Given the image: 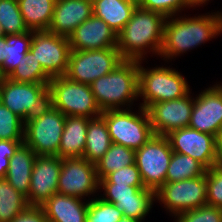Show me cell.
Wrapping results in <instances>:
<instances>
[{
	"instance_id": "6da1fadb",
	"label": "cell",
	"mask_w": 222,
	"mask_h": 222,
	"mask_svg": "<svg viewBox=\"0 0 222 222\" xmlns=\"http://www.w3.org/2000/svg\"><path fill=\"white\" fill-rule=\"evenodd\" d=\"M166 18L160 57L167 61L204 44L222 33V12Z\"/></svg>"
},
{
	"instance_id": "7a4b0ae2",
	"label": "cell",
	"mask_w": 222,
	"mask_h": 222,
	"mask_svg": "<svg viewBox=\"0 0 222 222\" xmlns=\"http://www.w3.org/2000/svg\"><path fill=\"white\" fill-rule=\"evenodd\" d=\"M166 17L160 13L136 7L131 19L117 35V49L123 60H146L152 52L160 55Z\"/></svg>"
},
{
	"instance_id": "3957f363",
	"label": "cell",
	"mask_w": 222,
	"mask_h": 222,
	"mask_svg": "<svg viewBox=\"0 0 222 222\" xmlns=\"http://www.w3.org/2000/svg\"><path fill=\"white\" fill-rule=\"evenodd\" d=\"M90 87L102 112L130 109L139 99V61L123 60L110 73L93 81Z\"/></svg>"
},
{
	"instance_id": "277c9868",
	"label": "cell",
	"mask_w": 222,
	"mask_h": 222,
	"mask_svg": "<svg viewBox=\"0 0 222 222\" xmlns=\"http://www.w3.org/2000/svg\"><path fill=\"white\" fill-rule=\"evenodd\" d=\"M139 61V97L144 102L140 103L144 109L150 105L179 99L190 92V85L186 78L173 68L160 67L144 68Z\"/></svg>"
},
{
	"instance_id": "5b68a950",
	"label": "cell",
	"mask_w": 222,
	"mask_h": 222,
	"mask_svg": "<svg viewBox=\"0 0 222 222\" xmlns=\"http://www.w3.org/2000/svg\"><path fill=\"white\" fill-rule=\"evenodd\" d=\"M48 100L65 116L94 118L102 114L90 85L73 82L66 76L52 77L48 83Z\"/></svg>"
},
{
	"instance_id": "8992f818",
	"label": "cell",
	"mask_w": 222,
	"mask_h": 222,
	"mask_svg": "<svg viewBox=\"0 0 222 222\" xmlns=\"http://www.w3.org/2000/svg\"><path fill=\"white\" fill-rule=\"evenodd\" d=\"M138 109V114L132 108L102 112L112 143L136 151L154 135L147 110Z\"/></svg>"
},
{
	"instance_id": "52a82bcc",
	"label": "cell",
	"mask_w": 222,
	"mask_h": 222,
	"mask_svg": "<svg viewBox=\"0 0 222 222\" xmlns=\"http://www.w3.org/2000/svg\"><path fill=\"white\" fill-rule=\"evenodd\" d=\"M66 116L49 103L25 121L24 143L36 155H57Z\"/></svg>"
},
{
	"instance_id": "ba28073f",
	"label": "cell",
	"mask_w": 222,
	"mask_h": 222,
	"mask_svg": "<svg viewBox=\"0 0 222 222\" xmlns=\"http://www.w3.org/2000/svg\"><path fill=\"white\" fill-rule=\"evenodd\" d=\"M122 61L117 48L71 50L65 76L73 82L90 85L99 77L110 73Z\"/></svg>"
},
{
	"instance_id": "9c48e42d",
	"label": "cell",
	"mask_w": 222,
	"mask_h": 222,
	"mask_svg": "<svg viewBox=\"0 0 222 222\" xmlns=\"http://www.w3.org/2000/svg\"><path fill=\"white\" fill-rule=\"evenodd\" d=\"M172 154L167 137L155 134L135 151V164L140 171L145 188L156 192L166 183V172Z\"/></svg>"
},
{
	"instance_id": "30bf717a",
	"label": "cell",
	"mask_w": 222,
	"mask_h": 222,
	"mask_svg": "<svg viewBox=\"0 0 222 222\" xmlns=\"http://www.w3.org/2000/svg\"><path fill=\"white\" fill-rule=\"evenodd\" d=\"M155 200L174 218L182 212L207 205L206 173L177 182H166L155 192Z\"/></svg>"
},
{
	"instance_id": "8fae6325",
	"label": "cell",
	"mask_w": 222,
	"mask_h": 222,
	"mask_svg": "<svg viewBox=\"0 0 222 222\" xmlns=\"http://www.w3.org/2000/svg\"><path fill=\"white\" fill-rule=\"evenodd\" d=\"M0 101L24 121L39 113L48 103V83H21L5 77Z\"/></svg>"
},
{
	"instance_id": "7c38bea8",
	"label": "cell",
	"mask_w": 222,
	"mask_h": 222,
	"mask_svg": "<svg viewBox=\"0 0 222 222\" xmlns=\"http://www.w3.org/2000/svg\"><path fill=\"white\" fill-rule=\"evenodd\" d=\"M29 51L51 78L67 73L71 51L67 37L49 31H32Z\"/></svg>"
},
{
	"instance_id": "4fadbf2b",
	"label": "cell",
	"mask_w": 222,
	"mask_h": 222,
	"mask_svg": "<svg viewBox=\"0 0 222 222\" xmlns=\"http://www.w3.org/2000/svg\"><path fill=\"white\" fill-rule=\"evenodd\" d=\"M98 191L99 179L94 163L84 158L62 159L57 193L90 201V196L96 197Z\"/></svg>"
},
{
	"instance_id": "5bb4252c",
	"label": "cell",
	"mask_w": 222,
	"mask_h": 222,
	"mask_svg": "<svg viewBox=\"0 0 222 222\" xmlns=\"http://www.w3.org/2000/svg\"><path fill=\"white\" fill-rule=\"evenodd\" d=\"M173 152L189 155L206 169L219 164L217 137L190 127L166 135Z\"/></svg>"
},
{
	"instance_id": "9a60e30c",
	"label": "cell",
	"mask_w": 222,
	"mask_h": 222,
	"mask_svg": "<svg viewBox=\"0 0 222 222\" xmlns=\"http://www.w3.org/2000/svg\"><path fill=\"white\" fill-rule=\"evenodd\" d=\"M191 91L179 99L157 102L146 110L155 135L166 136L172 131L186 128L190 123L194 97Z\"/></svg>"
},
{
	"instance_id": "2e32d148",
	"label": "cell",
	"mask_w": 222,
	"mask_h": 222,
	"mask_svg": "<svg viewBox=\"0 0 222 222\" xmlns=\"http://www.w3.org/2000/svg\"><path fill=\"white\" fill-rule=\"evenodd\" d=\"M188 127L218 138L222 131V85L214 84L194 98Z\"/></svg>"
},
{
	"instance_id": "e0dca14e",
	"label": "cell",
	"mask_w": 222,
	"mask_h": 222,
	"mask_svg": "<svg viewBox=\"0 0 222 222\" xmlns=\"http://www.w3.org/2000/svg\"><path fill=\"white\" fill-rule=\"evenodd\" d=\"M62 158L56 155H36L32 168L29 196L30 206L40 207L58 190Z\"/></svg>"
},
{
	"instance_id": "ac0fdd59",
	"label": "cell",
	"mask_w": 222,
	"mask_h": 222,
	"mask_svg": "<svg viewBox=\"0 0 222 222\" xmlns=\"http://www.w3.org/2000/svg\"><path fill=\"white\" fill-rule=\"evenodd\" d=\"M68 40L71 50L76 51L117 48V34L94 15L74 29Z\"/></svg>"
},
{
	"instance_id": "d6986e66",
	"label": "cell",
	"mask_w": 222,
	"mask_h": 222,
	"mask_svg": "<svg viewBox=\"0 0 222 222\" xmlns=\"http://www.w3.org/2000/svg\"><path fill=\"white\" fill-rule=\"evenodd\" d=\"M93 15V3L86 0H56L49 32L67 37Z\"/></svg>"
},
{
	"instance_id": "ffe728a7",
	"label": "cell",
	"mask_w": 222,
	"mask_h": 222,
	"mask_svg": "<svg viewBox=\"0 0 222 222\" xmlns=\"http://www.w3.org/2000/svg\"><path fill=\"white\" fill-rule=\"evenodd\" d=\"M89 201L54 193L40 207L49 222H86Z\"/></svg>"
},
{
	"instance_id": "44dd1931",
	"label": "cell",
	"mask_w": 222,
	"mask_h": 222,
	"mask_svg": "<svg viewBox=\"0 0 222 222\" xmlns=\"http://www.w3.org/2000/svg\"><path fill=\"white\" fill-rule=\"evenodd\" d=\"M36 153L22 143L9 160V169L5 179L10 185L28 198L32 168Z\"/></svg>"
},
{
	"instance_id": "7402d4cb",
	"label": "cell",
	"mask_w": 222,
	"mask_h": 222,
	"mask_svg": "<svg viewBox=\"0 0 222 222\" xmlns=\"http://www.w3.org/2000/svg\"><path fill=\"white\" fill-rule=\"evenodd\" d=\"M89 118L66 116L61 143L58 149L60 158H82L85 150Z\"/></svg>"
},
{
	"instance_id": "603a6c76",
	"label": "cell",
	"mask_w": 222,
	"mask_h": 222,
	"mask_svg": "<svg viewBox=\"0 0 222 222\" xmlns=\"http://www.w3.org/2000/svg\"><path fill=\"white\" fill-rule=\"evenodd\" d=\"M136 6L127 0H96L93 3V15L102 19L118 35Z\"/></svg>"
},
{
	"instance_id": "cb8c5ba5",
	"label": "cell",
	"mask_w": 222,
	"mask_h": 222,
	"mask_svg": "<svg viewBox=\"0 0 222 222\" xmlns=\"http://www.w3.org/2000/svg\"><path fill=\"white\" fill-rule=\"evenodd\" d=\"M112 144L105 119L102 115L89 118L83 157L91 163L98 162Z\"/></svg>"
},
{
	"instance_id": "d4e9b609",
	"label": "cell",
	"mask_w": 222,
	"mask_h": 222,
	"mask_svg": "<svg viewBox=\"0 0 222 222\" xmlns=\"http://www.w3.org/2000/svg\"><path fill=\"white\" fill-rule=\"evenodd\" d=\"M56 0H18L20 12L29 31H47Z\"/></svg>"
},
{
	"instance_id": "484cf974",
	"label": "cell",
	"mask_w": 222,
	"mask_h": 222,
	"mask_svg": "<svg viewBox=\"0 0 222 222\" xmlns=\"http://www.w3.org/2000/svg\"><path fill=\"white\" fill-rule=\"evenodd\" d=\"M135 164V150L123 145L112 143L108 151L95 163L98 179L105 178L109 173Z\"/></svg>"
},
{
	"instance_id": "4316f807",
	"label": "cell",
	"mask_w": 222,
	"mask_h": 222,
	"mask_svg": "<svg viewBox=\"0 0 222 222\" xmlns=\"http://www.w3.org/2000/svg\"><path fill=\"white\" fill-rule=\"evenodd\" d=\"M30 207L27 197L0 178V222H11Z\"/></svg>"
},
{
	"instance_id": "83f0119b",
	"label": "cell",
	"mask_w": 222,
	"mask_h": 222,
	"mask_svg": "<svg viewBox=\"0 0 222 222\" xmlns=\"http://www.w3.org/2000/svg\"><path fill=\"white\" fill-rule=\"evenodd\" d=\"M32 31L16 35H6L5 60L0 66L2 73L8 77L11 72L22 62V58L30 50Z\"/></svg>"
},
{
	"instance_id": "f1b7e54d",
	"label": "cell",
	"mask_w": 222,
	"mask_h": 222,
	"mask_svg": "<svg viewBox=\"0 0 222 222\" xmlns=\"http://www.w3.org/2000/svg\"><path fill=\"white\" fill-rule=\"evenodd\" d=\"M206 168L189 155L173 152L167 172L166 182H177L202 176Z\"/></svg>"
},
{
	"instance_id": "f546056e",
	"label": "cell",
	"mask_w": 222,
	"mask_h": 222,
	"mask_svg": "<svg viewBox=\"0 0 222 222\" xmlns=\"http://www.w3.org/2000/svg\"><path fill=\"white\" fill-rule=\"evenodd\" d=\"M155 191L149 188L138 189L135 192V199L119 200L113 203L123 213L124 217H133L145 220L155 202Z\"/></svg>"
},
{
	"instance_id": "4dcf8cb0",
	"label": "cell",
	"mask_w": 222,
	"mask_h": 222,
	"mask_svg": "<svg viewBox=\"0 0 222 222\" xmlns=\"http://www.w3.org/2000/svg\"><path fill=\"white\" fill-rule=\"evenodd\" d=\"M29 32L20 12L18 0H0V34L16 35Z\"/></svg>"
},
{
	"instance_id": "1f68e13d",
	"label": "cell",
	"mask_w": 222,
	"mask_h": 222,
	"mask_svg": "<svg viewBox=\"0 0 222 222\" xmlns=\"http://www.w3.org/2000/svg\"><path fill=\"white\" fill-rule=\"evenodd\" d=\"M21 83H49L52 79L42 68L39 61L33 58L29 51L22 58V62L7 77Z\"/></svg>"
},
{
	"instance_id": "d6a6232c",
	"label": "cell",
	"mask_w": 222,
	"mask_h": 222,
	"mask_svg": "<svg viewBox=\"0 0 222 222\" xmlns=\"http://www.w3.org/2000/svg\"><path fill=\"white\" fill-rule=\"evenodd\" d=\"M25 121L0 101V140L24 142Z\"/></svg>"
},
{
	"instance_id": "836d02e7",
	"label": "cell",
	"mask_w": 222,
	"mask_h": 222,
	"mask_svg": "<svg viewBox=\"0 0 222 222\" xmlns=\"http://www.w3.org/2000/svg\"><path fill=\"white\" fill-rule=\"evenodd\" d=\"M122 217L123 213L113 203L100 197L89 201L86 222H118Z\"/></svg>"
},
{
	"instance_id": "e575fe53",
	"label": "cell",
	"mask_w": 222,
	"mask_h": 222,
	"mask_svg": "<svg viewBox=\"0 0 222 222\" xmlns=\"http://www.w3.org/2000/svg\"><path fill=\"white\" fill-rule=\"evenodd\" d=\"M207 205L222 209V164L206 170Z\"/></svg>"
},
{
	"instance_id": "d590c367",
	"label": "cell",
	"mask_w": 222,
	"mask_h": 222,
	"mask_svg": "<svg viewBox=\"0 0 222 222\" xmlns=\"http://www.w3.org/2000/svg\"><path fill=\"white\" fill-rule=\"evenodd\" d=\"M175 222H222V209L204 205L199 208L180 213Z\"/></svg>"
},
{
	"instance_id": "8d00e7d4",
	"label": "cell",
	"mask_w": 222,
	"mask_h": 222,
	"mask_svg": "<svg viewBox=\"0 0 222 222\" xmlns=\"http://www.w3.org/2000/svg\"><path fill=\"white\" fill-rule=\"evenodd\" d=\"M139 7L160 13L166 18L179 15L184 8H194L187 0H144Z\"/></svg>"
},
{
	"instance_id": "74e56055",
	"label": "cell",
	"mask_w": 222,
	"mask_h": 222,
	"mask_svg": "<svg viewBox=\"0 0 222 222\" xmlns=\"http://www.w3.org/2000/svg\"><path fill=\"white\" fill-rule=\"evenodd\" d=\"M99 183H114L117 185L144 186L140 171L136 164L126 166L109 173Z\"/></svg>"
},
{
	"instance_id": "f35d334b",
	"label": "cell",
	"mask_w": 222,
	"mask_h": 222,
	"mask_svg": "<svg viewBox=\"0 0 222 222\" xmlns=\"http://www.w3.org/2000/svg\"><path fill=\"white\" fill-rule=\"evenodd\" d=\"M142 188H145V186L99 183V189L104 191V194L99 197L107 202H118L119 200L135 199V192Z\"/></svg>"
},
{
	"instance_id": "ab89813d",
	"label": "cell",
	"mask_w": 222,
	"mask_h": 222,
	"mask_svg": "<svg viewBox=\"0 0 222 222\" xmlns=\"http://www.w3.org/2000/svg\"><path fill=\"white\" fill-rule=\"evenodd\" d=\"M11 222H49L41 207L30 206L26 211L20 213Z\"/></svg>"
},
{
	"instance_id": "60d3db41",
	"label": "cell",
	"mask_w": 222,
	"mask_h": 222,
	"mask_svg": "<svg viewBox=\"0 0 222 222\" xmlns=\"http://www.w3.org/2000/svg\"><path fill=\"white\" fill-rule=\"evenodd\" d=\"M22 143L24 142L0 140V157L11 158Z\"/></svg>"
},
{
	"instance_id": "b9f144b4",
	"label": "cell",
	"mask_w": 222,
	"mask_h": 222,
	"mask_svg": "<svg viewBox=\"0 0 222 222\" xmlns=\"http://www.w3.org/2000/svg\"><path fill=\"white\" fill-rule=\"evenodd\" d=\"M9 160L10 158H1L0 157V178H5L7 171L9 169Z\"/></svg>"
},
{
	"instance_id": "7bdbcfd3",
	"label": "cell",
	"mask_w": 222,
	"mask_h": 222,
	"mask_svg": "<svg viewBox=\"0 0 222 222\" xmlns=\"http://www.w3.org/2000/svg\"><path fill=\"white\" fill-rule=\"evenodd\" d=\"M5 52H6V36L0 34V66L3 64L5 60Z\"/></svg>"
},
{
	"instance_id": "ee69618b",
	"label": "cell",
	"mask_w": 222,
	"mask_h": 222,
	"mask_svg": "<svg viewBox=\"0 0 222 222\" xmlns=\"http://www.w3.org/2000/svg\"><path fill=\"white\" fill-rule=\"evenodd\" d=\"M219 164H222V131L217 138Z\"/></svg>"
},
{
	"instance_id": "f6af8a7d",
	"label": "cell",
	"mask_w": 222,
	"mask_h": 222,
	"mask_svg": "<svg viewBox=\"0 0 222 222\" xmlns=\"http://www.w3.org/2000/svg\"><path fill=\"white\" fill-rule=\"evenodd\" d=\"M193 7H200L203 4H207V2L209 3L210 0H187Z\"/></svg>"
},
{
	"instance_id": "bcb514c9",
	"label": "cell",
	"mask_w": 222,
	"mask_h": 222,
	"mask_svg": "<svg viewBox=\"0 0 222 222\" xmlns=\"http://www.w3.org/2000/svg\"><path fill=\"white\" fill-rule=\"evenodd\" d=\"M118 222H142L139 219L133 218V217H122Z\"/></svg>"
},
{
	"instance_id": "7dc6e473",
	"label": "cell",
	"mask_w": 222,
	"mask_h": 222,
	"mask_svg": "<svg viewBox=\"0 0 222 222\" xmlns=\"http://www.w3.org/2000/svg\"><path fill=\"white\" fill-rule=\"evenodd\" d=\"M127 1L133 3L136 7H139L144 2V0H127Z\"/></svg>"
},
{
	"instance_id": "c3c4849f",
	"label": "cell",
	"mask_w": 222,
	"mask_h": 222,
	"mask_svg": "<svg viewBox=\"0 0 222 222\" xmlns=\"http://www.w3.org/2000/svg\"><path fill=\"white\" fill-rule=\"evenodd\" d=\"M4 79H5V76L2 73V70H1V67H0V86L3 84Z\"/></svg>"
},
{
	"instance_id": "681fc988",
	"label": "cell",
	"mask_w": 222,
	"mask_h": 222,
	"mask_svg": "<svg viewBox=\"0 0 222 222\" xmlns=\"http://www.w3.org/2000/svg\"><path fill=\"white\" fill-rule=\"evenodd\" d=\"M86 1H89L91 3H94L96 0H86Z\"/></svg>"
}]
</instances>
